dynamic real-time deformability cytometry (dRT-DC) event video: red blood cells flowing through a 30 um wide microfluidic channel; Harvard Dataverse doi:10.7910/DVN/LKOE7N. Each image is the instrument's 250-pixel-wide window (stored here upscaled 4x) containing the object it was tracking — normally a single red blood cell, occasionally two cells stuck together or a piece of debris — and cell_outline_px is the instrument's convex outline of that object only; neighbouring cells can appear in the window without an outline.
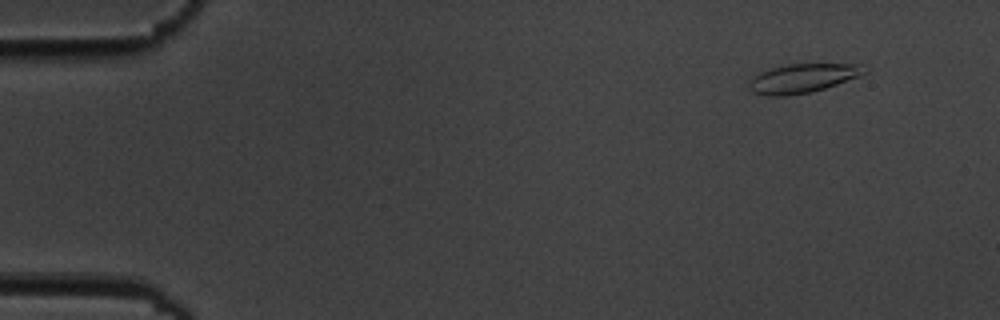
{"species": "common noctule bat (a hibernating species)", "species_latin": "Nyctalus noctula", "temperature_condition": "cold", "stored_images_in_passage": 10, "camera_frame_rate_fps": 3000, "um_per_image_px": 0.085, "animal": {"sex": "male", "body_mass_g": 19.5, "forearm_length_mm": 54.6}, "frame": {"image": 1, "passage_image": 1, "time_ms": 0.0, "image_size_px": [1000, 320], "cell_outline_px": [[868, 72], [860, 76], [812, 92], [784, 96], [768, 96], [752, 92], [748, 88], [748, 84], [752, 76], [768, 68], [788, 64], [860, 64], [868, 68]], "centroid_in_image_um": [68.2, 6.65], "position_along_channel_um": 16.8, "area_um2": 19.71}}
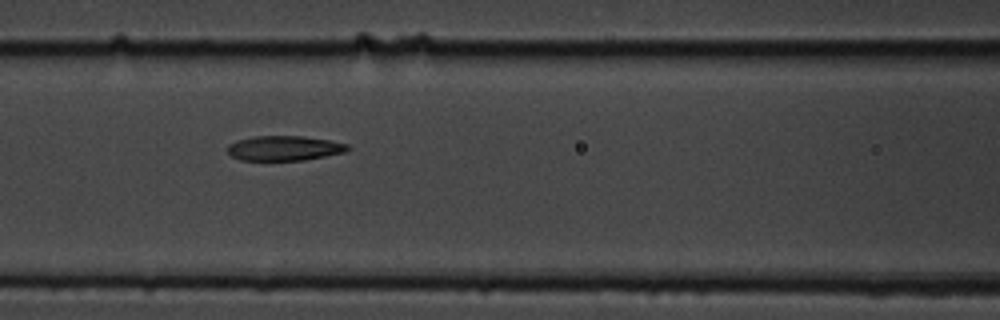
{"frame": {"image": 2, "passage_image": 7, "time_ms": 6.667, "image_size_px": [1000, 320], "cell_outline_px": [[352, 148], [344, 152], [304, 160], [240, 160], [232, 156], [228, 152], [228, 144], [236, 140], [252, 136], [304, 136], [328, 140], [348, 144]], "centroid_in_image_um": [24.15, 12.59], "position_along_channel_um": 142.5, "area_um2": 17.4}}
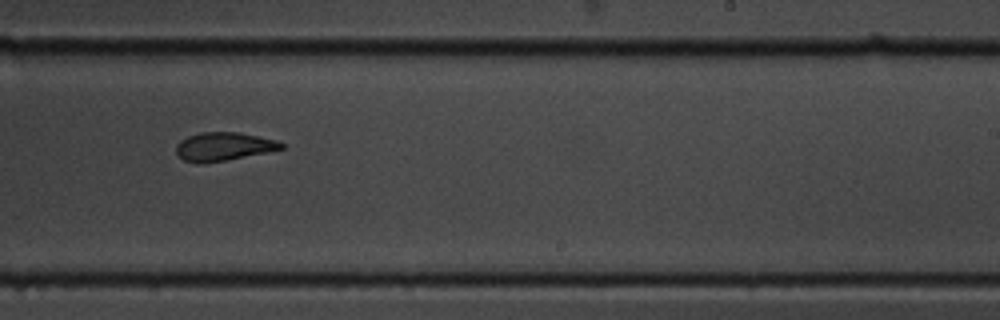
{"frame": {"image": 3, "passage_image": 10, "time_ms": 10.333, "image_size_px": [1000, 320], "cell_outline_px": [[284, 148], [268, 152], [224, 160], [200, 164], [184, 160], [176, 152], [176, 144], [180, 140], [188, 136], [200, 132], [236, 132], [276, 140], [284, 144]], "centroid_in_image_um": [18.98, 12.45], "position_along_channel_um": 270.0, "area_um2": 17.22}}